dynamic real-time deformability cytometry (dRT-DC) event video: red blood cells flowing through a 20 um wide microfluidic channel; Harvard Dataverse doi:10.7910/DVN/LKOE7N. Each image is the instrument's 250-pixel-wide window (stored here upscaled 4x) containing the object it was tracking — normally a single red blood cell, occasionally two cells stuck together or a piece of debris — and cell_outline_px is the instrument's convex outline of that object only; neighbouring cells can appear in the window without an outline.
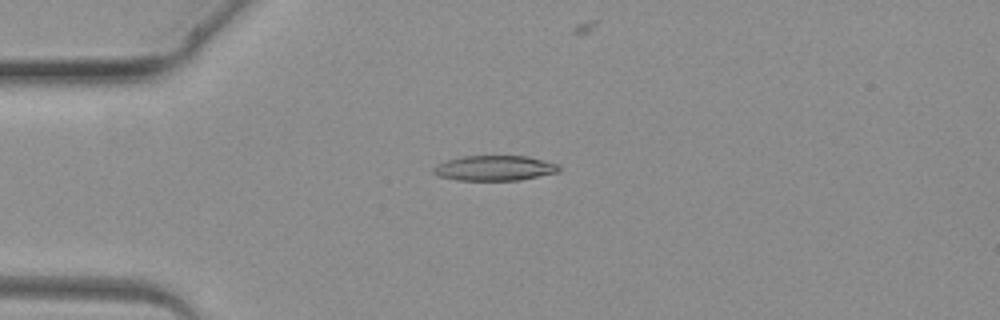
{"species": "common noctule bat (a hibernating species)", "species_latin": "Nyctalus noctula", "temperature_condition": "warm", "stored_images_in_passage": 2, "camera_frame_rate_fps": 3000, "um_per_image_px": 0.085, "animal": {"sex": "female", "body_mass_g": 19.3, "forearm_length_mm": 54.1}, "frame": {"image": 1, "passage_image": 1, "time_ms": 0.0, "image_size_px": [1000, 320], "cell_outline_px": [[560, 168], [556, 172], [520, 180], [456, 180], [440, 176], [432, 172], [432, 168], [448, 160], [460, 156], [528, 156], [560, 164]], "centroid_in_image_um": [42.05, 14.28], "position_along_channel_um": 43.0, "area_um2": 18.26}}